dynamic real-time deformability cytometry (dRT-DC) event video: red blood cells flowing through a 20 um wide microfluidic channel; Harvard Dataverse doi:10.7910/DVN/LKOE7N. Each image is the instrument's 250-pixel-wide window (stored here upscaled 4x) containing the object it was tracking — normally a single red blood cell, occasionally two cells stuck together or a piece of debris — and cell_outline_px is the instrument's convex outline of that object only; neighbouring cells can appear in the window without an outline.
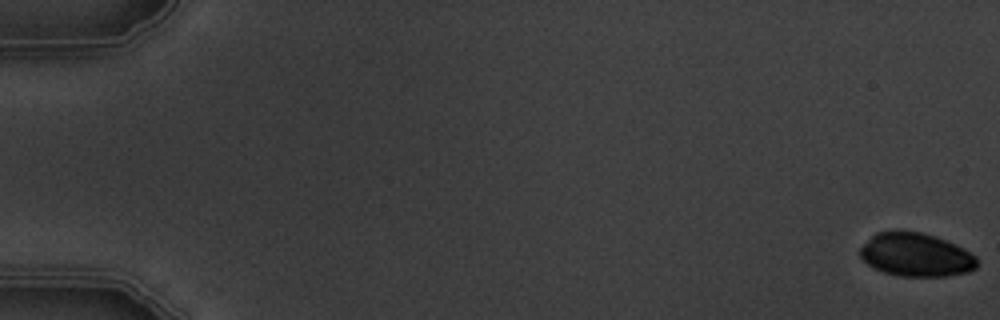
{"species": "common noctule bat (a hibernating species)", "species_latin": "Nyctalus noctula", "temperature_condition": "warm", "stored_images_in_passage": 6, "camera_frame_rate_fps": 3000, "um_per_image_px": 0.085, "animal": {"sex": "male", "body_mass_g": 19.5, "forearm_length_mm": 54.6}, "frame": {"image": 1, "passage_image": 1, "time_ms": 0.0, "image_size_px": [1000, 320], "cell_outline_px": [[976, 268], [968, 272], [948, 276], [900, 276], [884, 272], [868, 264], [860, 256], [860, 248], [876, 232], [920, 232], [936, 236], [956, 244], [964, 248], [976, 256]], "centroid_in_image_um": [77.89, 21.67], "position_along_channel_um": 7.1, "area_um2": 29.3}}